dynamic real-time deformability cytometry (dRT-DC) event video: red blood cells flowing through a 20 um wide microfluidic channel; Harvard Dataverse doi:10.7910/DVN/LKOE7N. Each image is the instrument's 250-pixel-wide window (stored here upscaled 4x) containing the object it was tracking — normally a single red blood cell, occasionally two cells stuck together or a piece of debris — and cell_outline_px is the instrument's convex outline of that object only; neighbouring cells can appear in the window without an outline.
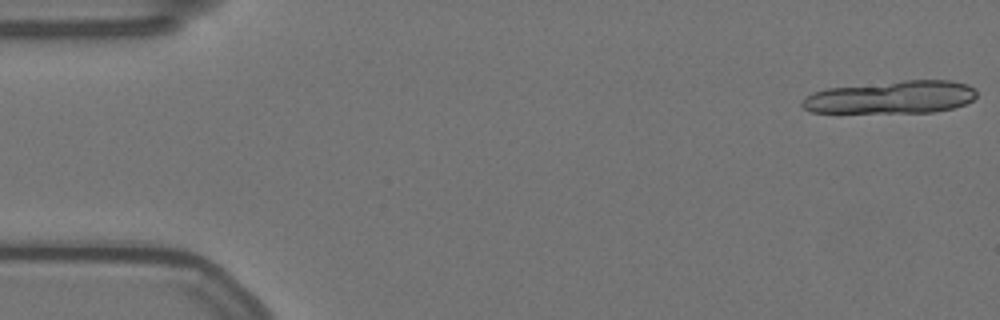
{"species": "Egyptian fruit bat (a non-hibernating species)", "species_latin": "Rousettus aegyptiacus", "temperature_condition": "warm", "stored_images_in_passage": 22, "segment_of_instrument_passage": [1, 2], "camera_frame_rate_fps": 3000, "um_per_image_px": 0.085, "animal": {"sex": "female"}, "frame": {"image": 1, "passage_image": 1, "time_ms": 0.0, "image_size_px": [1000, 320], "cell_outline_px": [[976, 96], [972, 100], [964, 104], [952, 108], [932, 112], [812, 112], [804, 108], [800, 104], [812, 92], [824, 88], [904, 80], [952, 80], [968, 84], [976, 88]], "centroid_in_image_um": [75.79, 8.25], "position_along_channel_um": 9.2, "area_um2": 33.29}}